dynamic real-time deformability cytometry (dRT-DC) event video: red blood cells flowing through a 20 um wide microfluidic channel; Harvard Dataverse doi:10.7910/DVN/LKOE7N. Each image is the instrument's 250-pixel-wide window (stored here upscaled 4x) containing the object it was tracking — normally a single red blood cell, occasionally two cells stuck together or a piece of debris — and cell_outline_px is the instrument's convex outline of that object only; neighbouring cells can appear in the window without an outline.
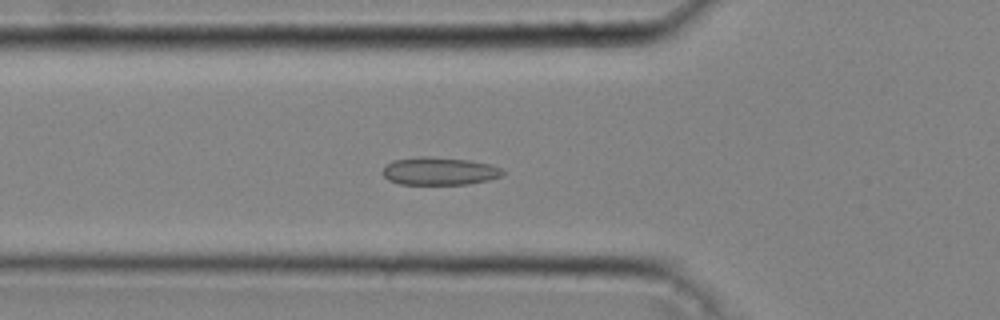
{"species": "common noctule bat (a hibernating species)", "species_latin": "Nyctalus noctula", "temperature_condition": "cold", "stored_images_in_passage": 44, "camera_frame_rate_fps": 3000, "um_per_image_px": 0.085, "animal": {"sex": "male", "body_mass_g": 20.4}, "frame": {"image": 1, "passage_image": 15, "time_ms": 4.667, "image_size_px": [1000, 320], "cell_outline_px": [[504, 172], [500, 176], [488, 180], [468, 184], [400, 184], [388, 180], [380, 172], [392, 160], [420, 156], [432, 156], [468, 160], [488, 164], [500, 168]], "centroid_in_image_um": [37.29, 14.54], "position_along_channel_um": 88.5, "area_um2": 19.42}}
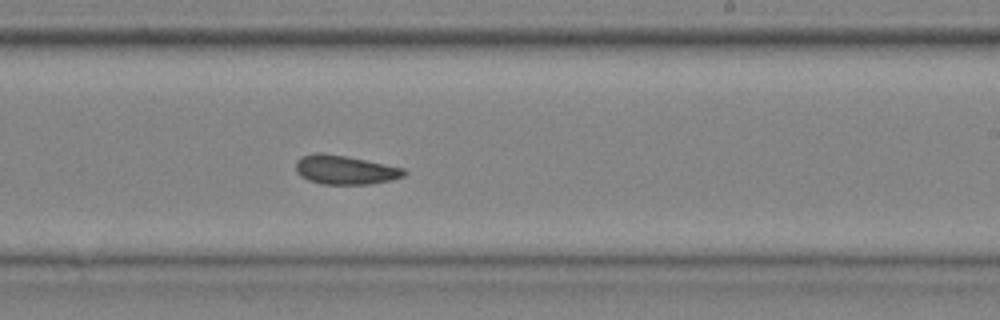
{"frame": {"image": 2, "passage_image": 27, "time_ms": 8.667, "image_size_px": [1000, 320], "cell_outline_px": [[408, 172], [404, 176], [388, 180], [368, 184], [320, 184], [308, 180], [300, 176], [296, 172], [296, 160], [300, 156], [320, 152], [344, 156], [404, 168]], "centroid_in_image_um": [29.28, 14.44], "position_along_channel_um": 259.7, "area_um2": 18.15}}
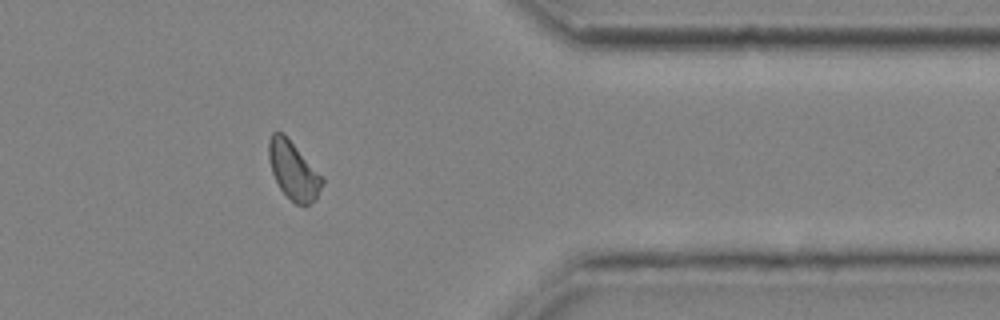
{"frame": {"image": 3, "passage_image": 37, "time_ms": 12.0, "image_size_px": [1000, 320], "cell_outline_px": [[324, 184], [316, 200], [308, 204], [296, 204], [280, 188], [272, 172], [268, 156], [268, 140], [272, 132], [280, 132], [324, 176]], "centroid_in_image_um": [24.96, 14.52], "position_along_channel_um": 386.4, "area_um2": 17.74}, "authors_computed_cell_mechanics": {"area_um2": 18.5249, "velocity_mm_per_s": 4.2857, "shape_relaxation_time_tau1_ms": null, "shape_relaxation_time_tau2_ms": 2.7194, "deformation_change_tau1": null, "deformation_change_tau2": 0.0883}}